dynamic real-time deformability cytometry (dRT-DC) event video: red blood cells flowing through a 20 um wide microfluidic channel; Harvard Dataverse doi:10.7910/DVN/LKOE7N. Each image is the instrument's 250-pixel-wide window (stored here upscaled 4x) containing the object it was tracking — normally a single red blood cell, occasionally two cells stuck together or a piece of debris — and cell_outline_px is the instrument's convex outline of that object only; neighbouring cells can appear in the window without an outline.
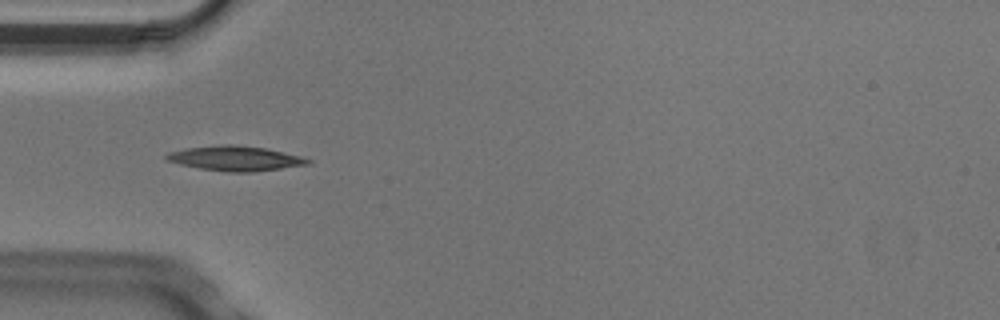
{"species": "Egyptian fruit bat (a non-hibernating species)", "species_latin": "Rousettus aegyptiacus", "temperature_condition": "cold", "stored_images_in_passage": 4, "camera_frame_rate_fps": 3000, "um_per_image_px": 0.085, "animal": {"sex": "male"}, "frame": {"image": 1, "passage_image": 2, "time_ms": 0.333, "image_size_px": [1000, 320], "cell_outline_px": [[312, 164], [252, 172], [228, 172], [200, 168], [180, 164], [164, 160], [164, 156], [168, 152], [184, 148], [224, 144], [232, 144], [264, 148], [300, 156], [312, 160]], "centroid_in_image_um": [19.97, 13.46], "position_along_channel_um": 65.0, "area_um2": 20.46}}